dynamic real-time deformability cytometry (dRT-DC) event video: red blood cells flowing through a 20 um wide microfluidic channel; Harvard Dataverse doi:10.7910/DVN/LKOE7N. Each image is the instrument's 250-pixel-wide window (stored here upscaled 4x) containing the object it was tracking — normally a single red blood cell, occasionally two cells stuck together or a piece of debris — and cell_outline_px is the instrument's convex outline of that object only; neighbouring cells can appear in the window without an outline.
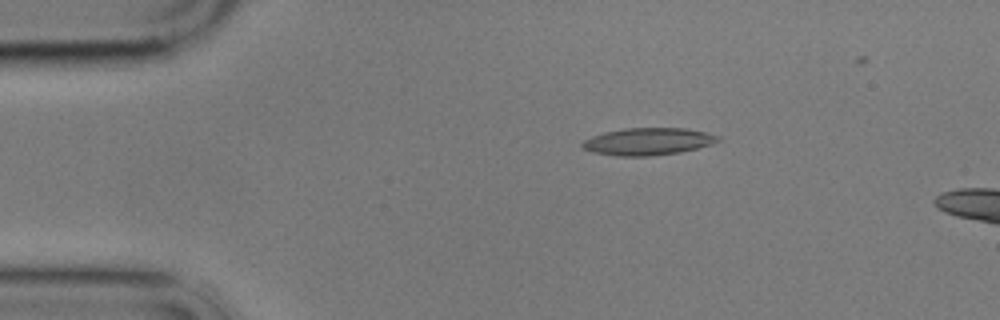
{"species": "common noctule bat (a hibernating species)", "species_latin": "Nyctalus noctula", "temperature_condition": "cold", "stored_images_in_passage": 5, "camera_frame_rate_fps": 3000, "um_per_image_px": 0.085, "animal": {"sex": "male", "body_mass_g": 17.9}, "frame": {"image": 1, "passage_image": 3, "time_ms": 2.333, "image_size_px": [1000, 320], "cell_outline_px": [[720, 140], [712, 144], [680, 152], [648, 156], [616, 156], [592, 152], [584, 148], [580, 144], [584, 140], [592, 136], [604, 132], [624, 128], [684, 128], [704, 132], [720, 136]], "centroid_in_image_um": [55.06, 12.02], "position_along_channel_um": 29.9, "area_um2": 21.44}}